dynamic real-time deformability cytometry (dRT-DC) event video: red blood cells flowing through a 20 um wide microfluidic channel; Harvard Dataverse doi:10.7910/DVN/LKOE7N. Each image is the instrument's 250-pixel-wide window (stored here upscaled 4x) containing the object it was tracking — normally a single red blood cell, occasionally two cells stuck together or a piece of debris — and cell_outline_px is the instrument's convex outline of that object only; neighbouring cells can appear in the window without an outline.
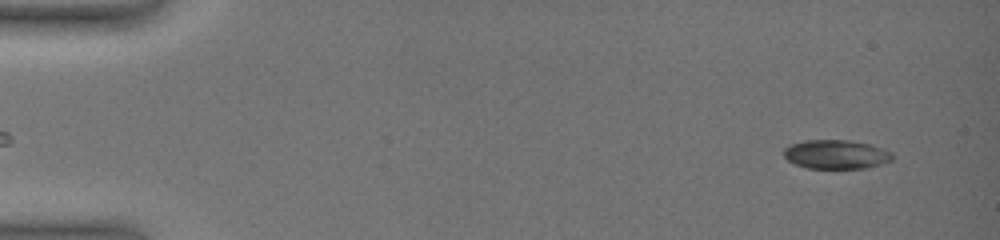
{"species": "common noctule bat (a hibernating species)", "species_latin": "Nyctalus noctula", "temperature_condition": "warm", "stored_images_in_passage": 14, "camera_frame_rate_fps": 3000, "um_per_image_px": 0.085, "animal": {"sex": "female", "body_mass_g": 19.0, "forearm_length_mm": 51.5}, "frame": {"image": 1, "passage_image": 1, "time_ms": 0.0, "image_size_px": [1000, 240], "cell_outline_px": [[892, 160], [868, 168], [808, 168], [796, 164], [788, 160], [784, 156], [784, 148], [792, 144], [804, 140], [848, 140], [868, 144], [892, 152]], "centroid_in_image_um": [71.06, 13.12], "position_along_channel_um": 13.9, "area_um2": 18.15}}
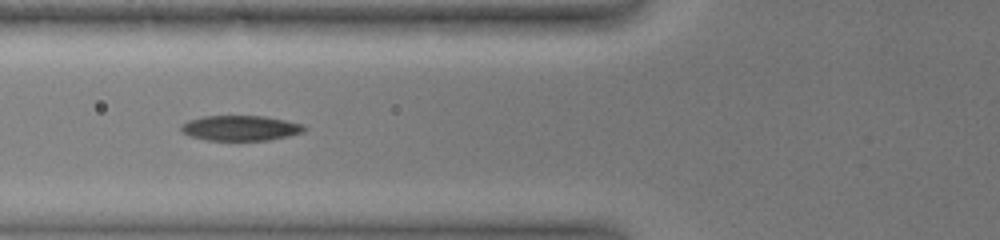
{"frame": {"image": 2, "passage_image": 10, "time_ms": 6.333, "image_size_px": [1000, 240], "cell_outline_px": [[308, 128], [304, 132], [288, 136], [268, 140], [208, 140], [188, 136], [180, 128], [180, 124], [188, 120], [204, 116], [264, 116], [304, 124]], "centroid_in_image_um": [20.45, 10.88], "position_along_channel_um": 105.4, "area_um2": 18.15}}
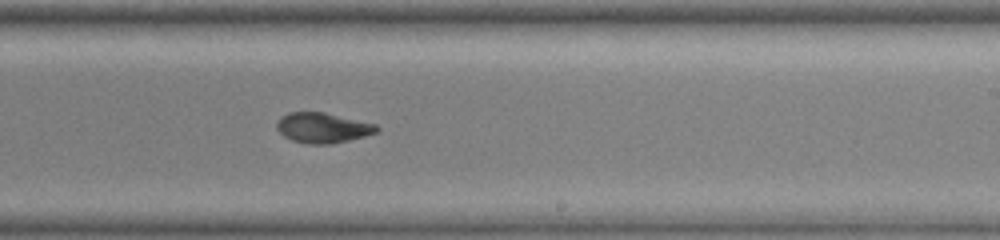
{"frame": {"image": 3, "passage_image": 14, "time_ms": 10.667, "image_size_px": [1000, 240], "cell_outline_px": [[380, 128], [376, 132], [348, 140], [328, 144], [312, 144], [292, 140], [284, 136], [276, 128], [276, 120], [280, 116], [288, 112], [324, 112], [376, 124]], "centroid_in_image_um": [27.38, 10.84], "position_along_channel_um": 261.6, "area_um2": 17.46}}